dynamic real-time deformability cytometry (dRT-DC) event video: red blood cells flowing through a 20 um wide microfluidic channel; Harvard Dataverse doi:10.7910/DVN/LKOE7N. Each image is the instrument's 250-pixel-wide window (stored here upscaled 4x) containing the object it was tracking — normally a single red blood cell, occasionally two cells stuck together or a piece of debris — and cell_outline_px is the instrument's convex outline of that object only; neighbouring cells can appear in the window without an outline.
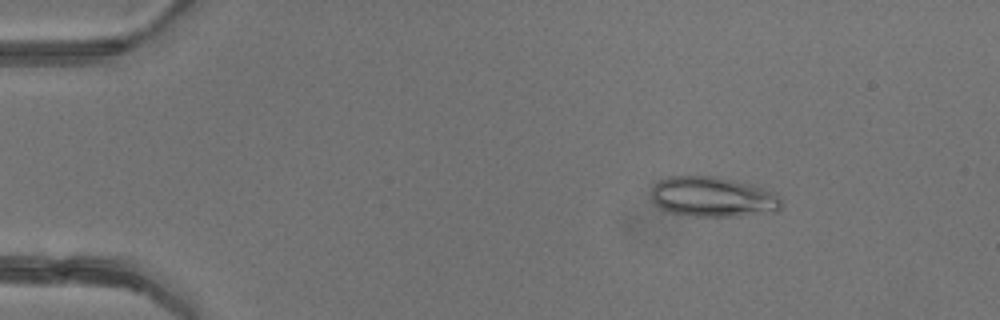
{"species": "common noctule bat (a hibernating species)", "species_latin": "Nyctalus noctula", "temperature_condition": "warm", "stored_images_in_passage": 4, "camera_frame_rate_fps": 3000, "um_per_image_px": 0.085, "animal": {"sex": "female"}, "frame": {"image": 1, "passage_image": 2, "time_ms": 2.0, "image_size_px": [1000, 320], "cell_outline_px": [[780, 208], [776, 212], [736, 216], [696, 216], [672, 212], [660, 208], [652, 200], [652, 188], [660, 180], [668, 176], [716, 176], [756, 184], [776, 192], [780, 196]], "centroid_in_image_um": [60.65, 16.72], "position_along_channel_um": 24.3, "area_um2": 30.69}}